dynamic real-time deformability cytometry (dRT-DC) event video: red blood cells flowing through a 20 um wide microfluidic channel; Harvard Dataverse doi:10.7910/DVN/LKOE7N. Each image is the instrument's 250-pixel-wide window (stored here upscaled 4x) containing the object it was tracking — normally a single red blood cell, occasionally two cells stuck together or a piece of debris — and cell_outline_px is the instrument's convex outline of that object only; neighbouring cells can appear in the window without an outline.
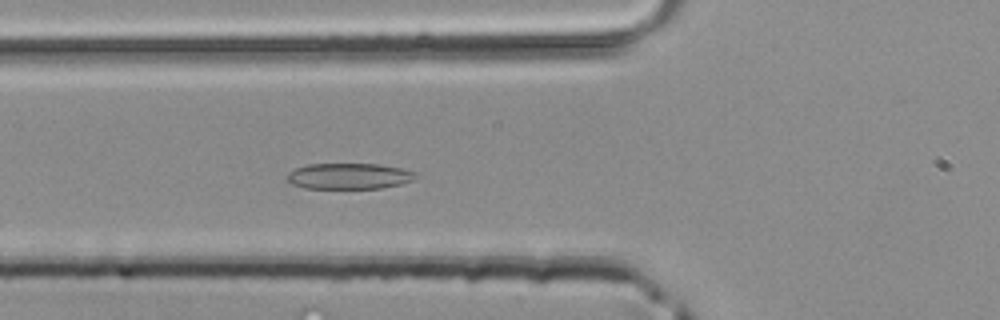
{"species": "common noctule bat (a hibernating species)", "species_latin": "Nyctalus noctula", "temperature_condition": "room temperature", "stored_images_in_passage": 32, "camera_frame_rate_fps": 3000, "um_per_image_px": 0.085, "animal": {"sex": "male", "body_mass_g": 20.4}, "frame": {"image": 1, "passage_image": 6, "time_ms": 1.667, "image_size_px": [1000, 320], "cell_outline_px": [[420, 176], [412, 180], [400, 184], [380, 188], [304, 188], [292, 184], [284, 176], [288, 172], [296, 168], [308, 164], [380, 164], [400, 168], [416, 172]], "centroid_in_image_um": [29.66, 14.96], "position_along_channel_um": 96.1, "area_um2": 19.48}}
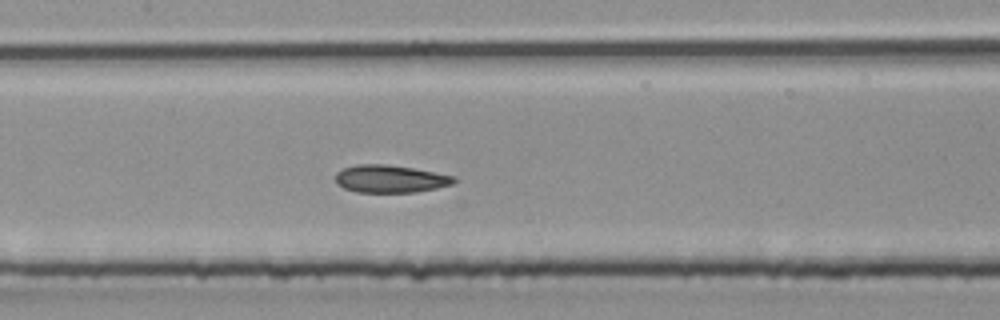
{"frame": {"image": 2, "passage_image": 11, "time_ms": 3.333, "image_size_px": [1000, 320], "cell_outline_px": [[456, 180], [452, 184], [436, 188], [416, 192], [356, 192], [344, 188], [336, 184], [336, 172], [344, 168], [356, 164], [384, 164], [412, 168], [452, 176]], "centroid_in_image_um": [33.11, 15.2], "position_along_channel_um": 174.3, "area_um2": 18.84}}
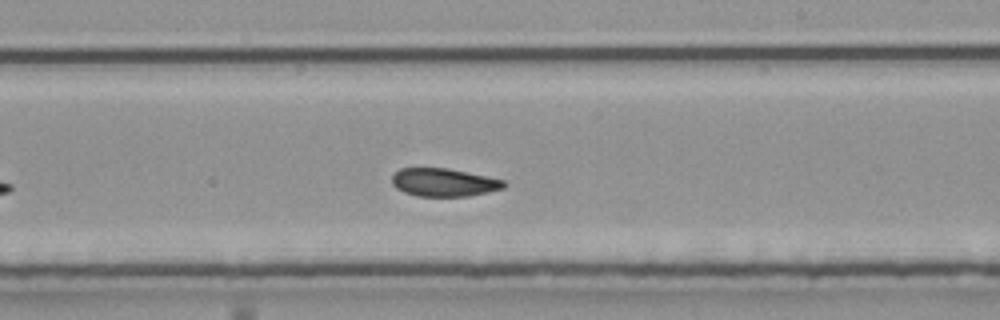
{"frame": {"image": 3, "passage_image": 16, "time_ms": 5.0, "image_size_px": [1000, 320], "cell_outline_px": [[508, 184], [504, 188], [488, 192], [468, 196], [416, 196], [404, 192], [396, 188], [392, 184], [392, 176], [400, 168], [448, 168], [504, 180]], "centroid_in_image_um": [37.73, 15.5], "position_along_channel_um": 251.3, "area_um2": 18.32}}